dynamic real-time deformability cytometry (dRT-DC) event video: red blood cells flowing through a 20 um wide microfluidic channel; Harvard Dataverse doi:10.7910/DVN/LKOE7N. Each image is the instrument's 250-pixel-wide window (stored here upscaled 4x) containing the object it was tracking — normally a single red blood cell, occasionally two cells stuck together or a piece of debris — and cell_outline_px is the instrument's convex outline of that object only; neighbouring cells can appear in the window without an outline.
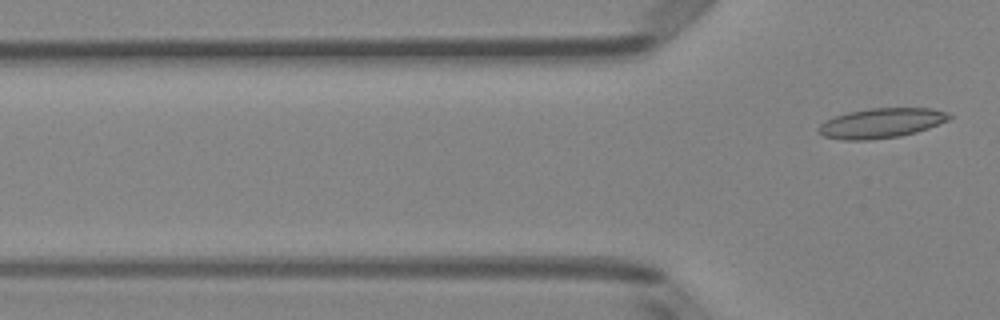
{"species": "Egyptian fruit bat (a non-hibernating species)", "species_latin": "Rousettus aegyptiacus", "temperature_condition": "room temperature", "stored_images_in_passage": 6, "camera_frame_rate_fps": 3000, "um_per_image_px": 0.085, "animal": {"sex": "female"}, "frame": {"image": 1, "passage_image": 6, "time_ms": 1.667, "image_size_px": [1000, 320], "cell_outline_px": [[952, 116], [948, 120], [928, 128], [916, 132], [900, 136], [868, 140], [844, 140], [824, 136], [816, 128], [824, 120], [848, 112], [872, 108], [932, 108], [944, 112]], "centroid_in_image_um": [74.88, 10.46], "position_along_channel_um": 50.9, "area_um2": 22.54}}